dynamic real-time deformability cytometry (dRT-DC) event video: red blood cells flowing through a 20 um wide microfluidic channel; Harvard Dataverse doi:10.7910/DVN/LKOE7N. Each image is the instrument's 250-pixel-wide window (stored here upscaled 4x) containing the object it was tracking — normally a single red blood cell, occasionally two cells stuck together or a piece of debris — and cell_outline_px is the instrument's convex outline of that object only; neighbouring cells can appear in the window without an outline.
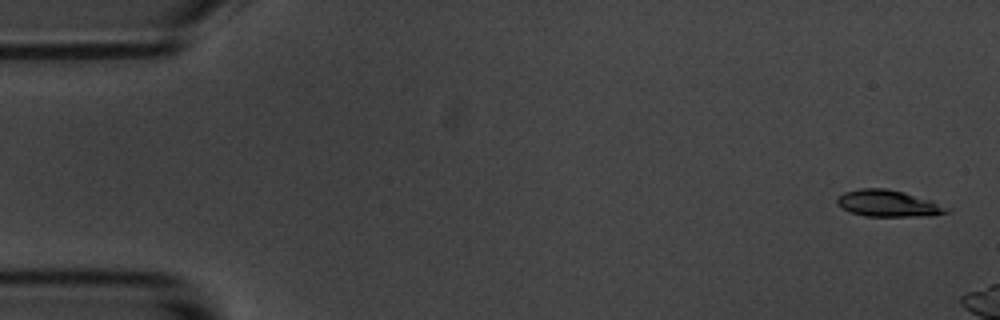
{"species": "common noctule bat (a hibernating species)", "species_latin": "Nyctalus noctula", "temperature_condition": "room temperature", "stored_images_in_passage": 2, "camera_frame_rate_fps": 3000, "um_per_image_px": 0.085, "animal": {"sex": "male", "body_mass_g": 20.1, "forearm_length_mm": 53.5}, "frame": {"image": 1, "passage_image": 1, "time_ms": 0.0, "image_size_px": [1000, 320], "cell_outline_px": [[952, 208], [948, 212], [932, 216], [864, 216], [852, 212], [836, 204], [836, 196], [844, 192], [860, 188], [884, 188], [904, 192], [932, 200]], "centroid_in_image_um": [75.52, 17.29], "position_along_channel_um": 9.5, "area_um2": 17.17}}